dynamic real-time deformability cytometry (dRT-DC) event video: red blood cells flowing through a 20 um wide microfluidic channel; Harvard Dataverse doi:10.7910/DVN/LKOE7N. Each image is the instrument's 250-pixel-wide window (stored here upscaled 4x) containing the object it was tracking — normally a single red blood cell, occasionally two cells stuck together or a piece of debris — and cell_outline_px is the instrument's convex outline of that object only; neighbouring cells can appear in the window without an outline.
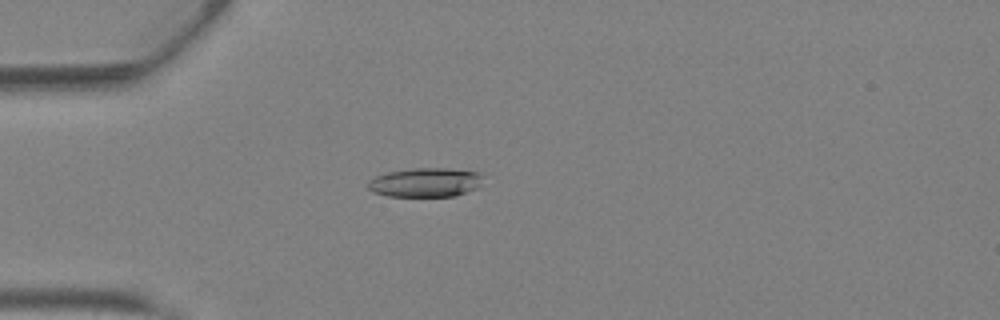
{"species": "Egyptian fruit bat (a non-hibernating species)", "species_latin": "Rousettus aegyptiacus", "temperature_condition": "warm", "stored_images_in_passage": 40, "camera_frame_rate_fps": 3000, "um_per_image_px": 0.085, "animal": {"sex": "female"}, "frame": {"image": 1, "passage_image": 10, "time_ms": 3.0, "image_size_px": [1000, 320], "cell_outline_px": [[484, 176], [480, 188], [456, 196], [388, 196], [372, 192], [368, 188], [368, 180], [376, 176], [388, 172], [412, 168], [448, 168], [480, 172]], "centroid_in_image_um": [36.22, 15.5], "position_along_channel_um": 48.8, "area_um2": 19.88}}
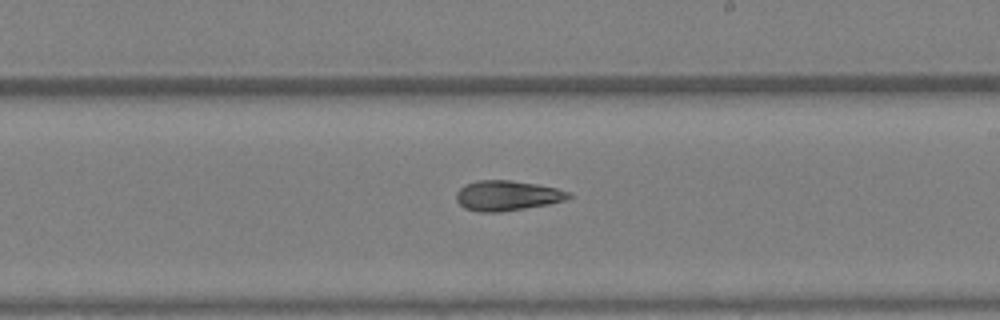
{"frame": {"image": 2, "passage_image": 23, "time_ms": 7.333, "image_size_px": [1000, 320], "cell_outline_px": [[572, 196], [564, 200], [548, 204], [500, 212], [480, 212], [464, 208], [456, 200], [456, 192], [464, 184], [476, 180], [508, 180], [536, 184], [556, 188], [568, 192]], "centroid_in_image_um": [43.05, 16.62], "position_along_channel_um": 246.0, "area_um2": 19.59}}
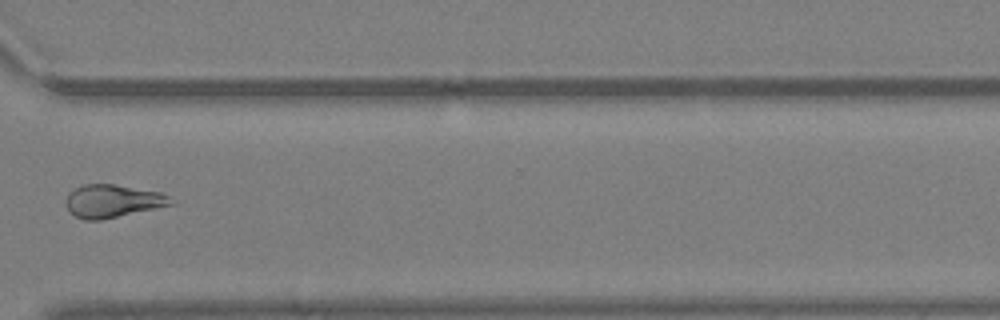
{"frame": {"image": 3, "passage_image": 30, "time_ms": 9.667, "image_size_px": [1000, 320], "cell_outline_px": [[180, 200], [176, 204], [100, 220], [84, 220], [68, 212], [64, 204], [68, 192], [84, 184], [116, 184], [160, 192]], "centroid_in_image_um": [9.62, 17.09], "position_along_channel_um": 361.0, "area_um2": 20.58}, "authors_computed_cell_mechanics": {"area_um2": 20.4901, "velocity_mm_per_s": 4.9429, "shape_relaxation_time_tau1_ms": 8.0628, "shape_relaxation_time_tau2_ms": 3.9236, "deformation_change_tau1": 0.2314, "deformation_change_tau2": 0.1556}}